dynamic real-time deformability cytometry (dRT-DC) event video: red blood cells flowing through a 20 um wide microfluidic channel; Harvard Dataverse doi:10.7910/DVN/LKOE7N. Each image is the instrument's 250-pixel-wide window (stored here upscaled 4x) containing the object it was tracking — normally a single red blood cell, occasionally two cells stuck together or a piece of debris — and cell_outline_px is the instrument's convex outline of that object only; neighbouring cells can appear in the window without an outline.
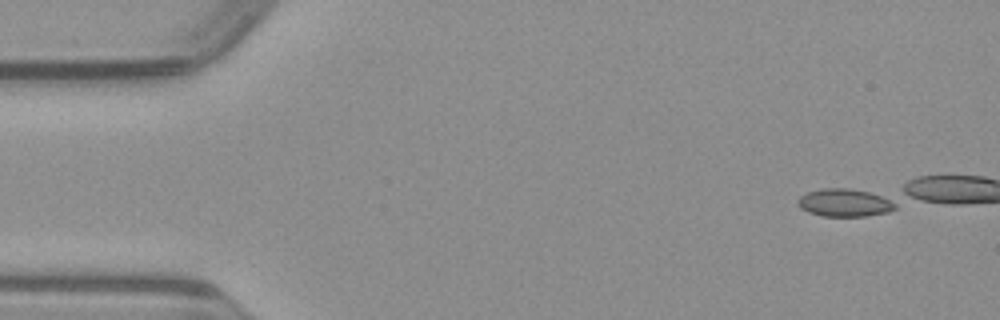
{"species": "common noctule bat (a hibernating species)", "species_latin": "Nyctalus noctula", "temperature_condition": "warm", "stored_images_in_passage": 1, "camera_frame_rate_fps": 3000, "um_per_image_px": 0.085, "animal": {"sex": "male", "body_mass_g": 23.1, "forearm_length_mm": 52.7}, "frame": {"image": 1, "passage_image": 1, "time_ms": 0.0, "image_size_px": [1000, 320], "cell_outline_px": [[896, 208], [888, 212], [864, 216], [820, 216], [808, 212], [800, 208], [796, 204], [796, 200], [800, 196], [808, 192], [820, 188], [848, 188], [868, 192], [896, 200]], "centroid_in_image_um": [71.78, 17.23], "position_along_channel_um": 13.2, "area_um2": 16.01}}